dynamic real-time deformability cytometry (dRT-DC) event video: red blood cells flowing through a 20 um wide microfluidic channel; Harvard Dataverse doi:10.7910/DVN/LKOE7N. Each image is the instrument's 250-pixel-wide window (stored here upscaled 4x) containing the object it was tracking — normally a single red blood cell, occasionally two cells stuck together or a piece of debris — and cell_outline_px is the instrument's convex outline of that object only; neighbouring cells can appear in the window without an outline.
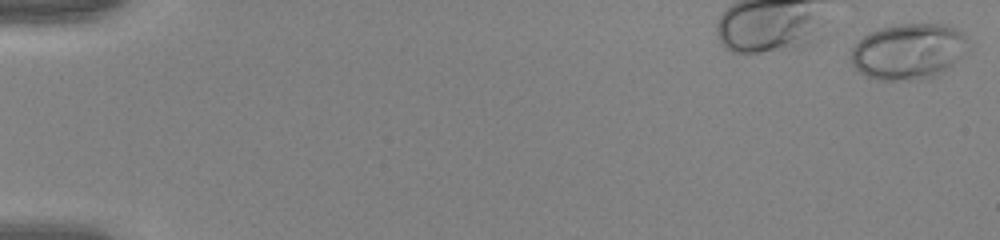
{"species": "human", "species_latin": "Homo sapiens", "temperature_condition": "warm", "stored_images_in_passage": 40, "camera_frame_rate_fps": 3000, "um_per_image_px": 0.085, "donor": {"sex": "female"}, "frame": {"image": 1, "passage_image": 1, "time_ms": 0.0, "image_size_px": [1000, 240], "cell_outline_px": [[972, 48], [968, 52], [948, 68], [936, 76], [928, 80], [876, 80], [860, 72], [852, 64], [852, 48], [868, 32], [880, 28], [896, 24], [948, 24], [964, 32], [972, 40]], "centroid_in_image_um": [77.33, 4.36], "position_along_channel_um": 7.7, "area_um2": 39.07}}
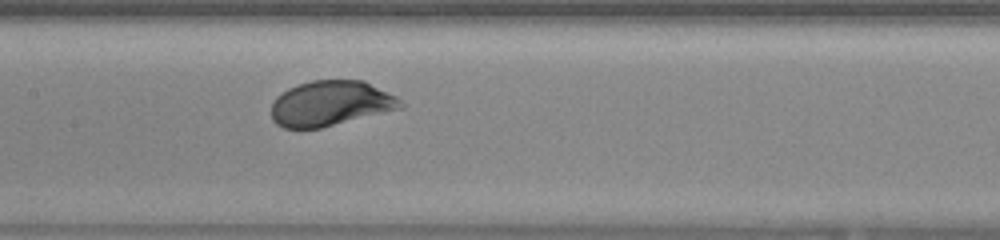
{"frame": {"image": 2, "passage_image": 23, "time_ms": 7.333, "image_size_px": [1000, 240], "cell_outline_px": [[404, 108], [320, 128], [284, 128], [276, 124], [272, 120], [272, 100], [276, 96], [288, 88], [296, 84], [312, 80], [364, 80], [396, 96], [404, 104]], "centroid_in_image_um": [28.1, 8.79], "position_along_channel_um": 179.3, "area_um2": 34.28}}
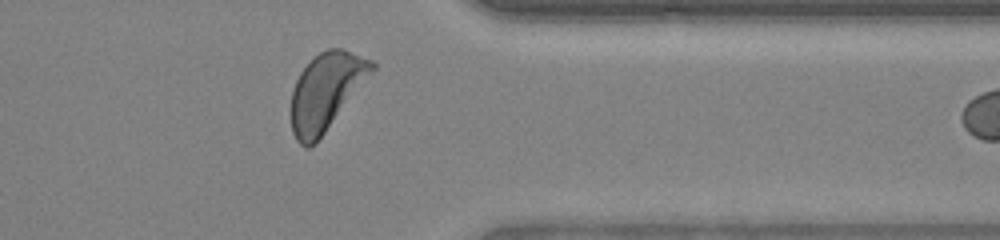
{"frame": {"image": 3, "passage_image": 39, "time_ms": 12.667, "image_size_px": [1000, 240], "cell_outline_px": [[376, 68], [316, 144], [308, 148], [304, 148], [296, 140], [292, 132], [288, 112], [292, 92], [296, 80], [300, 72], [320, 52], [328, 48], [344, 48], [372, 60], [376, 64]], "centroid_in_image_um": [27.68, 7.82], "position_along_channel_um": 383.7, "area_um2": 36.7}}